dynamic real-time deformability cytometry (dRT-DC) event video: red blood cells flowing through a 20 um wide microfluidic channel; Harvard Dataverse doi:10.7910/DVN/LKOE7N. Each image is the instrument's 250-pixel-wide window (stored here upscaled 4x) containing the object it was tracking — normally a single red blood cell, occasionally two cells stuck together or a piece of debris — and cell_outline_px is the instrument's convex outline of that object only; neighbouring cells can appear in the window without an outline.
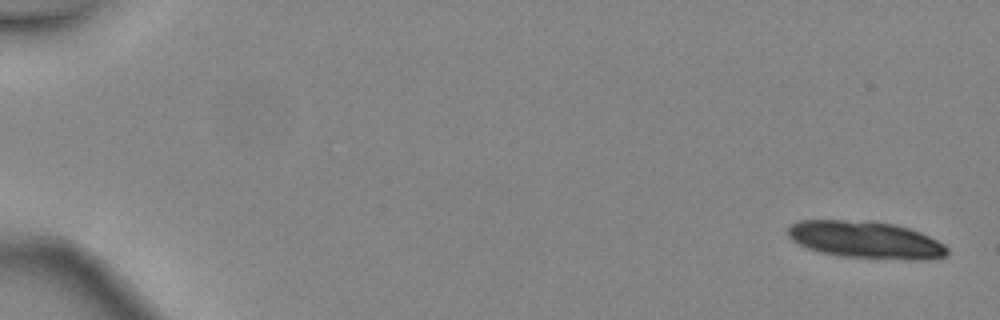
{"species": "common noctule bat (a hibernating species)", "species_latin": "Nyctalus noctula", "temperature_condition": "warm", "stored_images_in_passage": 6, "camera_frame_rate_fps": 3000, "um_per_image_px": 0.085, "animal": {"sex": "female", "body_mass_g": 24.6, "forearm_length_mm": 56.2}, "frame": {"image": 1, "passage_image": 1, "time_ms": 0.0, "image_size_px": [1000, 320], "cell_outline_px": [[948, 252], [944, 256], [920, 260], [912, 260], [840, 256], [820, 252], [808, 248], [792, 240], [788, 236], [788, 228], [792, 224], [800, 220], [844, 220], [896, 224], [920, 232], [944, 244], [948, 248]], "centroid_in_image_um": [73.58, 20.39], "position_along_channel_um": 11.4, "area_um2": 34.16}}